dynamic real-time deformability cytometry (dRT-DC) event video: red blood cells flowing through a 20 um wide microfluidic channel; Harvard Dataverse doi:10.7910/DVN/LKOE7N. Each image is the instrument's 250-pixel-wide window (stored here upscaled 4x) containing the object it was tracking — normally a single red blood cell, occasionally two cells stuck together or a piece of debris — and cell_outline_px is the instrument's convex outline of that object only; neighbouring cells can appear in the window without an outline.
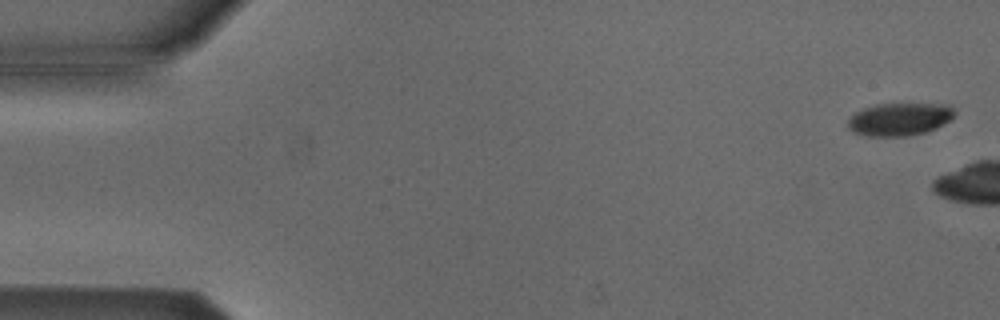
{"species": "Egyptian fruit bat (a non-hibernating species)", "species_latin": "Rousettus aegyptiacus", "temperature_condition": "cold", "stored_images_in_passage": 10, "camera_frame_rate_fps": 3000, "um_per_image_px": 0.085, "animal": {"sex": "male"}, "frame": {"image": 1, "passage_image": 2, "time_ms": 0.333, "image_size_px": [1000, 320], "cell_outline_px": [[956, 112], [948, 120], [936, 128], [928, 132], [908, 136], [864, 136], [852, 132], [848, 128], [848, 120], [856, 112], [864, 108], [876, 104], [948, 104]], "centroid_in_image_um": [76.44, 10.14], "position_along_channel_um": 8.6, "area_um2": 20.35}}